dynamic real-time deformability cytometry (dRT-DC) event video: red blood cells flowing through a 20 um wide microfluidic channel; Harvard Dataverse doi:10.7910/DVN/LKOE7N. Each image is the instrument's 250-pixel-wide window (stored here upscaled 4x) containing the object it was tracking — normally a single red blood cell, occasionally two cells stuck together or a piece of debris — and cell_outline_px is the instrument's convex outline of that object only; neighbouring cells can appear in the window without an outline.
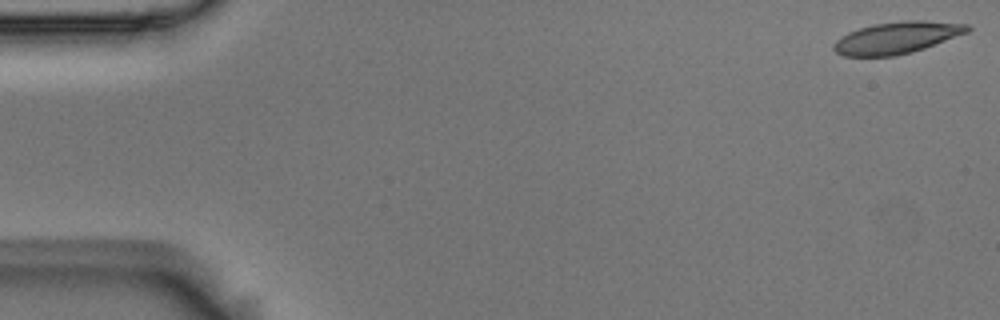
{"species": "Egyptian fruit bat (a non-hibernating species)", "species_latin": "Rousettus aegyptiacus", "temperature_condition": "room temperature", "stored_images_in_passage": 11, "camera_frame_rate_fps": 3000, "um_per_image_px": 0.085, "animal": {"sex": "male"}, "frame": {"image": 1, "passage_image": 1, "time_ms": 0.0, "image_size_px": [1000, 320], "cell_outline_px": [[972, 28], [968, 32], [924, 48], [912, 52], [896, 56], [844, 56], [836, 52], [832, 48], [832, 44], [836, 40], [848, 32], [872, 24], [904, 20], [924, 20], [968, 24]], "centroid_in_image_um": [76.22, 3.2], "position_along_channel_um": 8.8, "area_um2": 24.85}}